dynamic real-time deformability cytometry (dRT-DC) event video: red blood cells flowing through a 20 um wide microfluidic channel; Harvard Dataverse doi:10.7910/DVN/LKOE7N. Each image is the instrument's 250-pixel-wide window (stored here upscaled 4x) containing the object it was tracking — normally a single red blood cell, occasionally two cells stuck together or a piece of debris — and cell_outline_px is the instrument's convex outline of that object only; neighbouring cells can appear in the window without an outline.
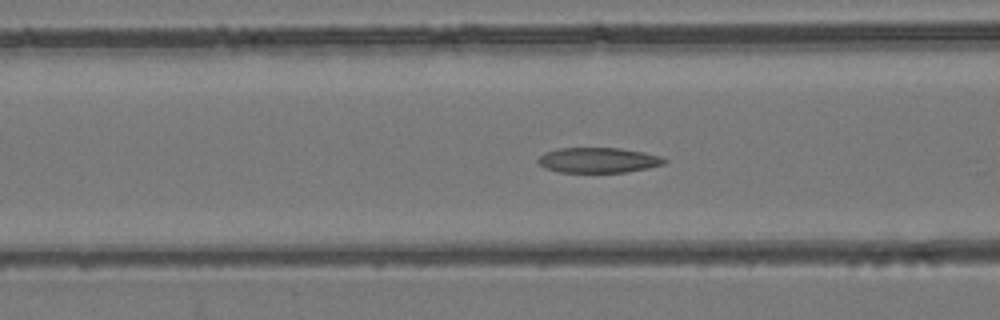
{"species": "common noctule bat (a hibernating species)", "species_latin": "Nyctalus noctula", "temperature_condition": "room temperature", "stored_images_in_passage": 15, "camera_frame_rate_fps": 3000, "um_per_image_px": 0.085, "animal": {"sex": "female", "body_mass_g": 24.6, "forearm_length_mm": 56.2}, "frame": {"image": 1, "passage_image": 12, "time_ms": 3.667, "image_size_px": [1000, 320], "cell_outline_px": [[668, 160], [664, 164], [648, 168], [624, 172], [560, 172], [544, 168], [536, 160], [544, 152], [556, 148], [620, 148], [644, 152], [664, 156]], "centroid_in_image_um": [50.87, 13.6], "position_along_channel_um": 115.7, "area_um2": 18.73}}